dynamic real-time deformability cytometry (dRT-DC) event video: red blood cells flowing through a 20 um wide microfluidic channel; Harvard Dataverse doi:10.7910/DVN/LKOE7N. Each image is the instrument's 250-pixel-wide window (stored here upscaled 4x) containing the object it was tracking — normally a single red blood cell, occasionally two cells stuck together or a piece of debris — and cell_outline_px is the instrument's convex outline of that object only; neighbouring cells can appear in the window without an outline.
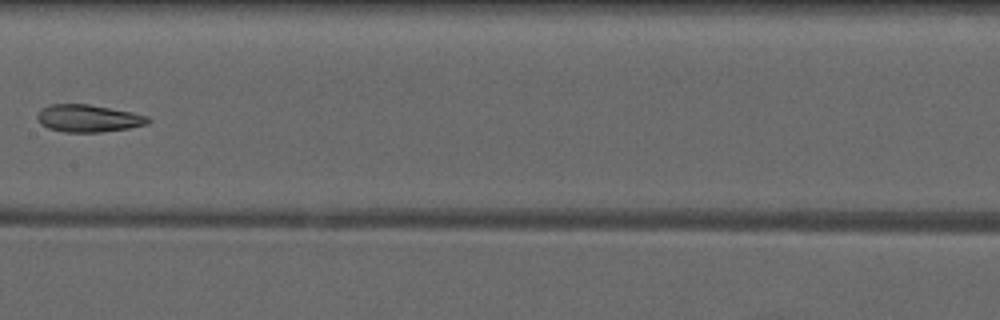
{"species": "common noctule bat (a hibernating species)", "species_latin": "Nyctalus noctula", "temperature_condition": "warm", "stored_images_in_passage": 8, "camera_frame_rate_fps": 3000, "um_per_image_px": 0.085, "animal": {"sex": "male", "forearm_length_mm": 52.5}, "frame": {"image": 1, "passage_image": 8, "time_ms": 8.333, "image_size_px": [1000, 320], "cell_outline_px": [[152, 120], [148, 124], [128, 128], [100, 132], [64, 132], [48, 128], [40, 124], [36, 116], [40, 108], [52, 104], [88, 104], [132, 112], [148, 116]], "centroid_in_image_um": [7.49, 10.06], "position_along_channel_um": 199.9, "area_um2": 17.74}}